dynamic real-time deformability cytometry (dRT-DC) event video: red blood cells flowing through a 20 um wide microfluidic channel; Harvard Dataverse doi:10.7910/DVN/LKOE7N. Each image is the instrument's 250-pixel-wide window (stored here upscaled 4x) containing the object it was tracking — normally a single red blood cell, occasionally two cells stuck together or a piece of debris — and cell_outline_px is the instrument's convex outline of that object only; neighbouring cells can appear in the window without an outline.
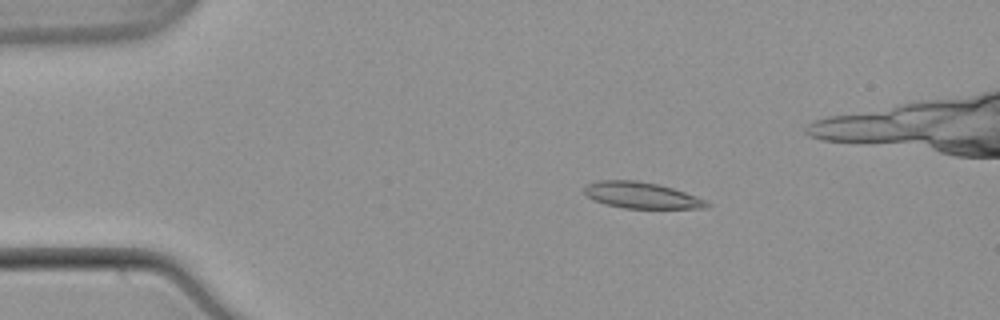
{"species": "common noctule bat (a hibernating species)", "species_latin": "Nyctalus noctula", "temperature_condition": "warm", "stored_images_in_passage": 55, "camera_frame_rate_fps": 3000, "um_per_image_px": 0.085, "animal": {"sex": "male", "body_mass_g": 21.5, "forearm_length_mm": 52.0}, "frame": {"image": 1, "passage_image": 11, "time_ms": 3.333, "image_size_px": [1000, 320], "cell_outline_px": [[712, 204], [708, 208], [624, 208], [604, 204], [592, 200], [584, 192], [584, 188], [588, 184], [596, 180], [636, 180], [660, 184], [696, 196]], "centroid_in_image_um": [54.51, 16.59], "position_along_channel_um": 30.5, "area_um2": 18.79}}
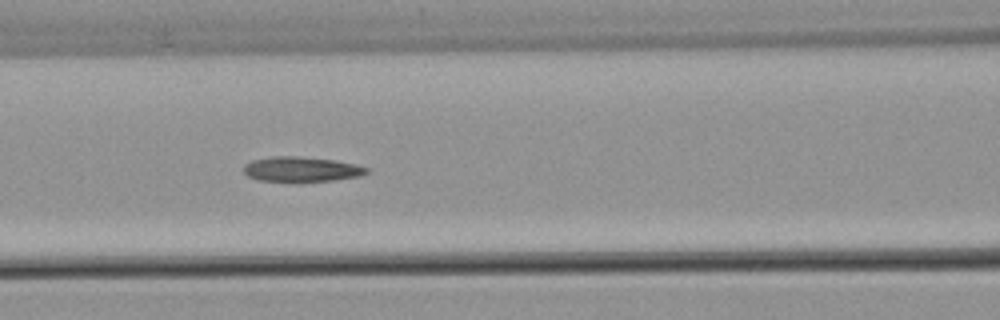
{"frame": {"image": 2, "passage_image": 24, "time_ms": 7.667, "image_size_px": [1000, 320], "cell_outline_px": [[368, 172], [360, 176], [332, 180], [260, 180], [248, 176], [244, 172], [244, 164], [252, 160], [272, 156], [300, 156], [336, 160], [356, 164], [368, 168]], "centroid_in_image_um": [25.63, 14.35], "position_along_channel_um": 141.0, "area_um2": 17.51}}
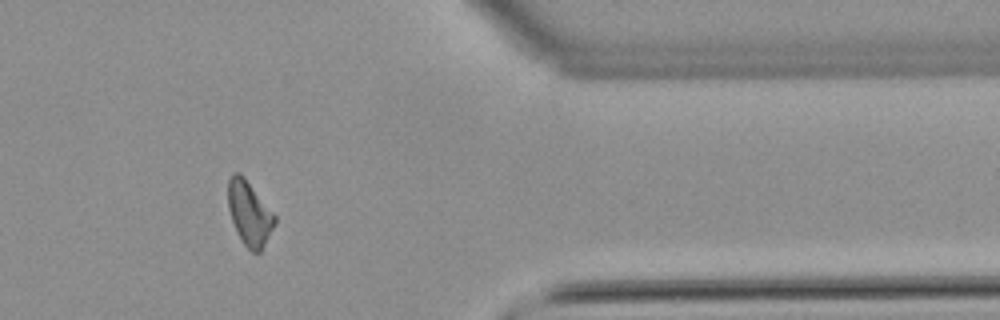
{"frame": {"image": 3, "passage_image": 45, "time_ms": 14.667, "image_size_px": [1000, 320], "cell_outline_px": [[276, 224], [260, 252], [252, 252], [244, 244], [236, 232], [228, 208], [228, 180], [232, 172], [240, 172], [244, 176], [276, 216]], "centroid_in_image_um": [21.19, 18.11], "position_along_channel_um": 390.2, "area_um2": 17.51}}